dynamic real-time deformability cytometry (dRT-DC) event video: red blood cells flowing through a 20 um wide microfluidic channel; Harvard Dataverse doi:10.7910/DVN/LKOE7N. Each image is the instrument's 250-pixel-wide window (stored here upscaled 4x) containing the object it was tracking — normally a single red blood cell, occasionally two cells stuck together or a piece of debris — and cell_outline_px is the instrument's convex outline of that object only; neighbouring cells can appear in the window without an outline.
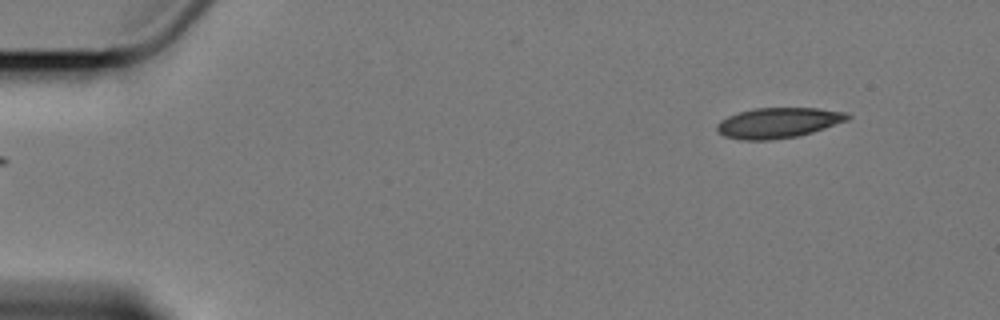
{"species": "Egyptian fruit bat (a non-hibernating species)", "species_latin": "Rousettus aegyptiacus", "temperature_condition": "cold", "stored_images_in_passage": 7, "segment_of_instrument_passage": [2, 2], "camera_frame_rate_fps": 3000, "um_per_image_px": 0.085, "animal": {"sex": "female"}, "frame": {"image": 1, "passage_image": 7, "time_ms": 7.0, "image_size_px": [1000, 320], "cell_outline_px": [[852, 116], [848, 120], [800, 136], [768, 140], [744, 140], [724, 136], [716, 132], [716, 124], [720, 120], [728, 116], [740, 112], [756, 108], [816, 108], [848, 112]], "centroid_in_image_um": [66.15, 10.44], "position_along_channel_um": 18.9, "area_um2": 23.18}}